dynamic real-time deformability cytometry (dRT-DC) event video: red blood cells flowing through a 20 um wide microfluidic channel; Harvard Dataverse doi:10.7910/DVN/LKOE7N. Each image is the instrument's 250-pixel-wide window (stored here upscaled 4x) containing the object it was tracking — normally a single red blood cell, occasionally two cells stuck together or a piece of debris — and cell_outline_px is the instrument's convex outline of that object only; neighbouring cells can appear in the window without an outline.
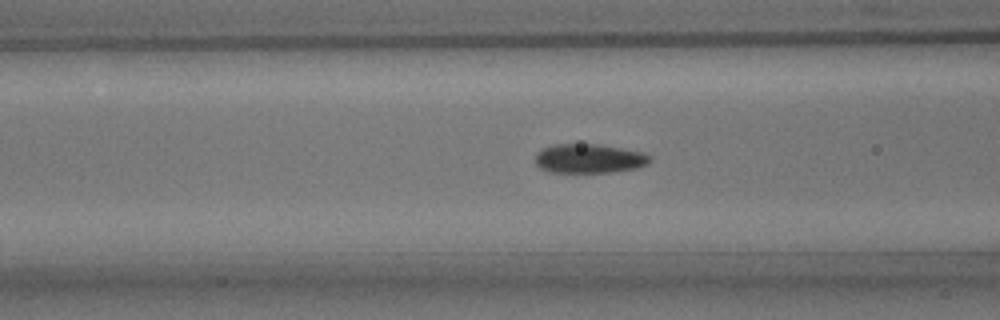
{"species": "common noctule bat (a hibernating species)", "species_latin": "Nyctalus noctula", "temperature_condition": "room temperature", "stored_images_in_passage": 39, "camera_frame_rate_fps": 3000, "um_per_image_px": 0.085, "animal": {"sex": "male", "body_mass_g": 15.6}, "frame": {"image": 1, "passage_image": 8, "time_ms": 2.333, "image_size_px": [1000, 320], "cell_outline_px": [[652, 160], [648, 164], [636, 168], [612, 172], [548, 172], [540, 168], [536, 164], [536, 152], [544, 148], [556, 144], [600, 144], [644, 152], [652, 156]], "centroid_in_image_um": [50.11, 13.47], "position_along_channel_um": 116.5, "area_um2": 19.65}}
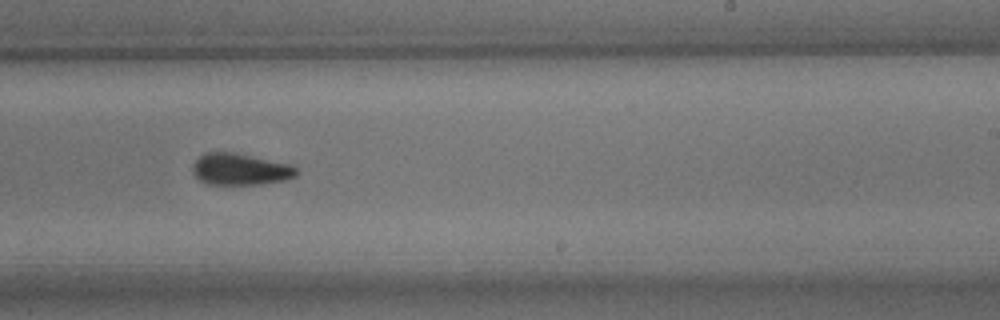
{"frame": {"image": 2, "passage_image": 20, "time_ms": 6.333, "image_size_px": [1000, 320], "cell_outline_px": [[300, 172], [296, 176], [284, 180], [264, 184], [208, 184], [200, 180], [192, 172], [192, 164], [204, 152], [232, 152], [292, 164]], "centroid_in_image_um": [20.44, 14.38], "position_along_channel_um": 268.6, "area_um2": 19.25}}
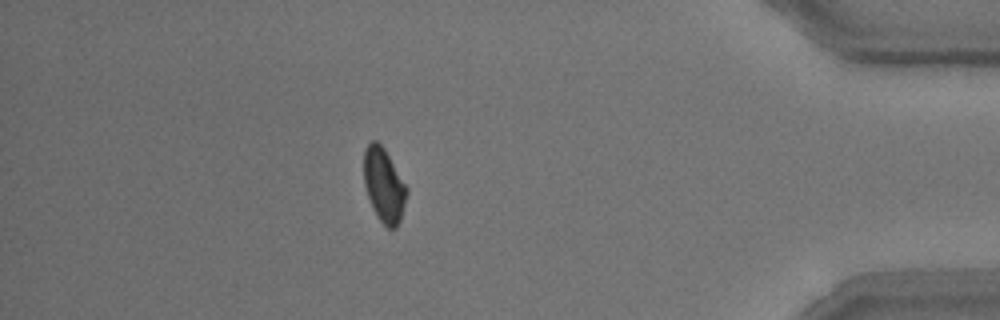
{"frame": {"image": 3, "passage_image": 34, "time_ms": 11.0, "image_size_px": [1000, 320], "cell_outline_px": [[408, 192], [400, 220], [396, 228], [388, 228], [376, 216], [372, 208], [364, 184], [364, 148], [372, 140], [376, 140], [384, 148], [408, 188]], "centroid_in_image_um": [32.63, 15.73], "position_along_channel_um": 402.6, "area_um2": 18.44}}